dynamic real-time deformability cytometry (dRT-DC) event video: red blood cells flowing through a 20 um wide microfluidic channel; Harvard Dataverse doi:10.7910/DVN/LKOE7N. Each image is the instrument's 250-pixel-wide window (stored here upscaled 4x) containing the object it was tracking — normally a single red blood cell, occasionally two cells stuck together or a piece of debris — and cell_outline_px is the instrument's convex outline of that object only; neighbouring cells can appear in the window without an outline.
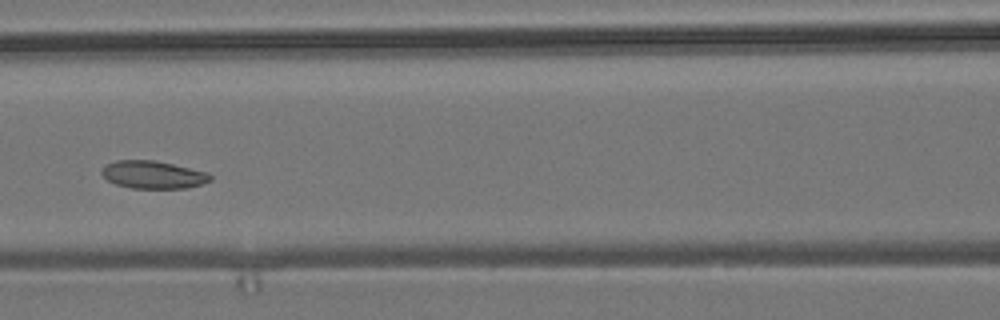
{"species": "common noctule bat (a hibernating species)", "species_latin": "Nyctalus noctula", "temperature_condition": "room temperature", "stored_images_in_passage": 7, "camera_frame_rate_fps": 3000, "um_per_image_px": 0.085, "animal": {"sex": "male", "body_mass_g": 19.2, "forearm_length_mm": 51.8}, "frame": {"image": 1, "passage_image": 6, "time_ms": 1.667, "image_size_px": [1000, 320], "cell_outline_px": [[212, 180], [188, 188], [132, 188], [116, 184], [108, 180], [100, 172], [108, 164], [116, 160], [156, 160], [208, 172], [212, 176]], "centroid_in_image_um": [13.05, 14.85], "position_along_channel_um": 153.6, "area_um2": 17.46}}